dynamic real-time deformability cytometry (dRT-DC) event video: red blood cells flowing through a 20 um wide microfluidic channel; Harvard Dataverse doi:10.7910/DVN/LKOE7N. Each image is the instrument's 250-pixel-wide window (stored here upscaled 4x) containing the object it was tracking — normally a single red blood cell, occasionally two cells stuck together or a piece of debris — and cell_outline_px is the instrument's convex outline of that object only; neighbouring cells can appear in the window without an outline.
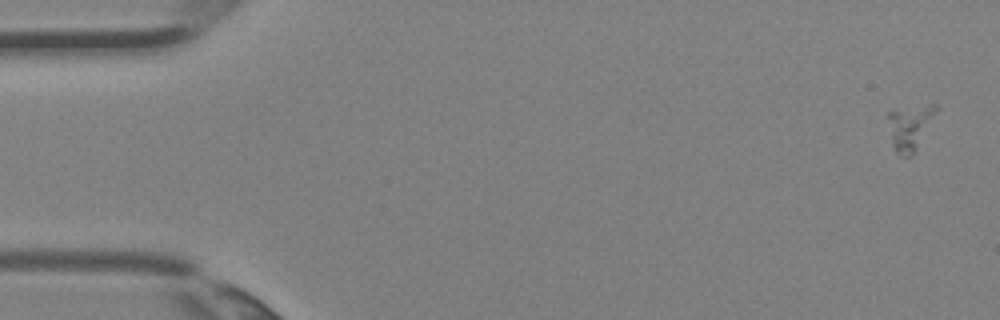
{"species": "Egyptian fruit bat (a non-hibernating species)", "species_latin": "Rousettus aegyptiacus", "temperature_condition": "room temperature", "stored_images_in_passage": 3, "camera_frame_rate_fps": 3000, "um_per_image_px": 0.085, "animal": {"sex": "female"}, "frame": {"image": 1, "passage_image": 1, "time_ms": 0.0, "image_size_px": [1000, 320], "cell_outline_px": [[940, 108], [912, 156], [900, 156], [896, 152], [892, 144], [888, 116], [888, 112], [932, 104], [936, 104]], "centroid_in_image_um": [77.39, 10.82], "position_along_channel_um": 7.6, "area_um2": 12.31}}